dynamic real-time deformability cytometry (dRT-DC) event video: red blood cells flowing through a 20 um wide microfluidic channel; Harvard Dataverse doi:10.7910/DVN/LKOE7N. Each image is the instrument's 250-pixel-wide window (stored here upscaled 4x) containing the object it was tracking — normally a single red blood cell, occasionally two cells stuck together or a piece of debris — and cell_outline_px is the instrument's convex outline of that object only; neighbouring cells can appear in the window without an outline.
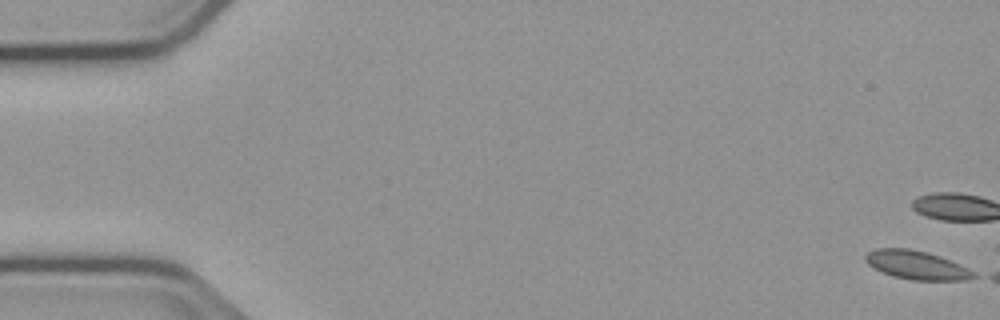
{"species": "common noctule bat (a hibernating species)", "species_latin": "Nyctalus noctula", "temperature_condition": "cold", "stored_images_in_passage": 7, "camera_frame_rate_fps": 3000, "um_per_image_px": 0.085, "animal": {"sex": "male", "body_mass_g": 23.1, "forearm_length_mm": 52.7}, "frame": {"image": 1, "passage_image": 1, "time_ms": 0.0, "image_size_px": [1000, 320], "cell_outline_px": [[976, 276], [968, 280], [912, 280], [892, 276], [868, 264], [864, 260], [864, 256], [868, 252], [876, 248], [908, 248], [928, 252], [940, 256], [968, 268], [976, 272]], "centroid_in_image_um": [77.92, 22.52], "position_along_channel_um": 7.1, "area_um2": 18.03}}